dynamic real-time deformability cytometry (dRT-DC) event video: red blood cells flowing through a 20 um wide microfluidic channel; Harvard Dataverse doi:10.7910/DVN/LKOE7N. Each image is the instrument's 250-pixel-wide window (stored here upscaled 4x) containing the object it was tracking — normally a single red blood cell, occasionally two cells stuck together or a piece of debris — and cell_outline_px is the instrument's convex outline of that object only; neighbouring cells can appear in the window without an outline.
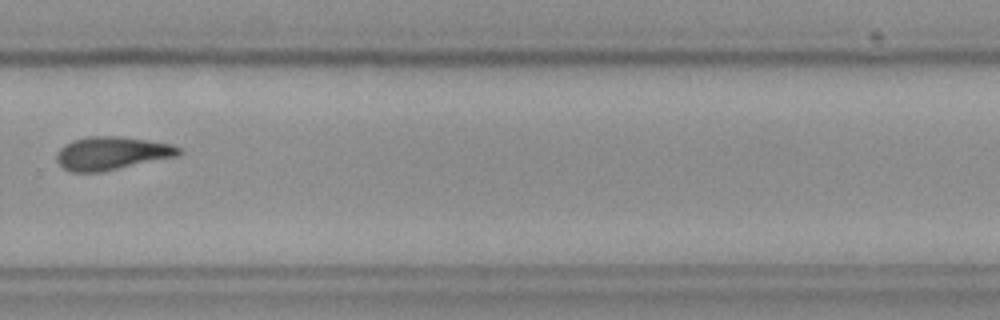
{"species": "Egyptian fruit bat (a non-hibernating species)", "species_latin": "Rousettus aegyptiacus", "temperature_condition": "cold", "stored_images_in_passage": 16, "camera_frame_rate_fps": 3000, "um_per_image_px": 0.085, "frame": {"image": 1, "passage_image": 12, "time_ms": 13.667, "image_size_px": [1000, 320], "cell_outline_px": [[184, 152], [180, 156], [100, 172], [72, 172], [64, 168], [56, 160], [56, 156], [60, 148], [64, 144], [72, 140], [88, 136], [116, 136], [148, 140], [172, 144], [180, 148]], "centroid_in_image_um": [9.53, 13.02], "position_along_channel_um": 320.3, "area_um2": 23.76}, "authors_computed_cell_mechanics": {"area_um2": 22.7154, "velocity_mm_per_s": 3.5752, "shape_relaxation_time_tau1_ms": 3.4586, "shape_relaxation_time_tau2_ms": null, "deformation_change_tau1": 0.1794, "deformation_change_tau2": null}}